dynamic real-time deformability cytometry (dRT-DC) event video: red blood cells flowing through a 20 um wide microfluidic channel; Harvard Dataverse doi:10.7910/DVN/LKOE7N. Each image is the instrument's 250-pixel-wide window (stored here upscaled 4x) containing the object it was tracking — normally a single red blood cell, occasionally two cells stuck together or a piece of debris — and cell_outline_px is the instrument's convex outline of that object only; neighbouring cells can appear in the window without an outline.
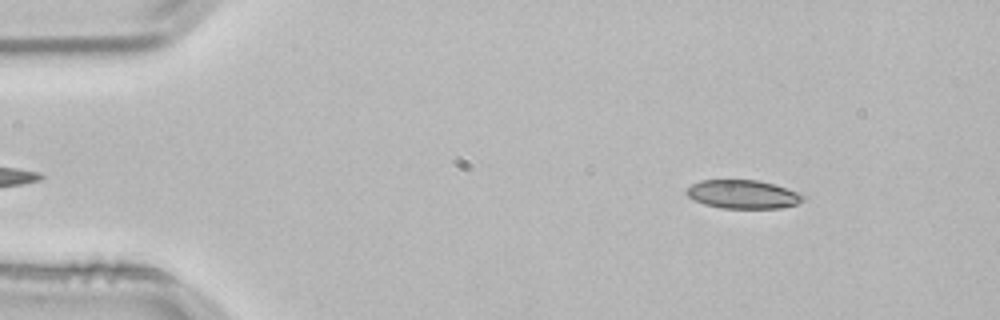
{"species": "common noctule bat (a hibernating species)", "species_latin": "Nyctalus noctula", "temperature_condition": "room temperature", "stored_images_in_passage": 4, "segment_of_instrument_passage": [2, 2], "camera_frame_rate_fps": 3000, "um_per_image_px": 0.085, "animal": {"sex": "male", "body_mass_g": 21.5, "forearm_length_mm": 52.0}, "frame": {"image": 1, "passage_image": 4, "time_ms": 1.0, "image_size_px": [1000, 320], "cell_outline_px": [[808, 196], [804, 200], [796, 204], [780, 208], [720, 208], [704, 204], [688, 196], [684, 192], [692, 184], [700, 180], [756, 180], [772, 184]], "centroid_in_image_um": [63.14, 16.52], "position_along_channel_um": 21.9, "area_um2": 19.25}}